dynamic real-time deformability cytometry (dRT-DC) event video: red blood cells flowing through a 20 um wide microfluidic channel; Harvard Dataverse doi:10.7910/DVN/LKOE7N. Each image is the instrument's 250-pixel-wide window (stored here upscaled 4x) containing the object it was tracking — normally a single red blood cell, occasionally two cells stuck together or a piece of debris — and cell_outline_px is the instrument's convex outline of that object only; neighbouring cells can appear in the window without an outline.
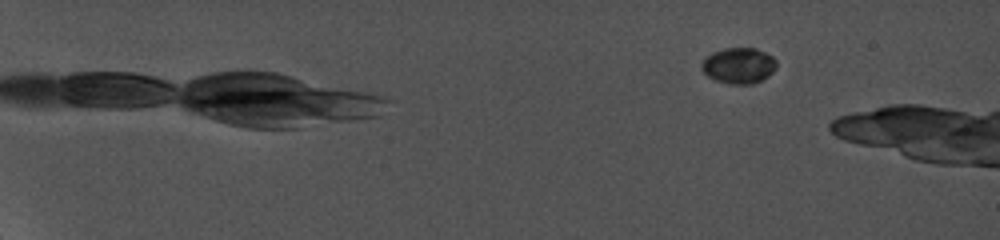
{"species": "common noctule bat (a hibernating species)", "species_latin": "Nyctalus noctula", "temperature_condition": "cold", "stored_images_in_passage": 14, "camera_frame_rate_fps": 5000, "um_per_image_px": 0.085, "animal": {"sex": "female", "body_mass_g": 19.0, "forearm_length_mm": 56.7}, "frame": {"image": 1, "passage_image": 1, "time_ms": 0.0, "image_size_px": [1000, 240], "cell_outline_px": [[776, 68], [768, 76], [752, 84], [732, 84], [716, 80], [708, 76], [700, 68], [700, 64], [704, 56], [712, 52], [724, 48], [756, 48], [772, 56], [776, 60]], "centroid_in_image_um": [62.76, 5.56], "position_along_channel_um": 22.2, "area_um2": 15.72}}
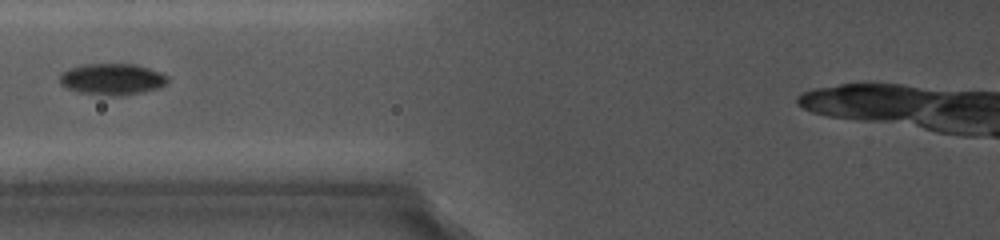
{"frame": {"image": 2, "passage_image": 8, "time_ms": 7.2, "image_size_px": [1000, 240], "cell_outline_px": [[168, 80], [164, 84], [156, 88], [140, 92], [120, 96], [112, 96], [80, 92], [64, 88], [60, 84], [60, 76], [68, 68], [80, 64], [136, 64], [160, 72], [168, 76]], "centroid_in_image_um": [9.49, 6.72], "position_along_channel_um": 116.3, "area_um2": 19.65}}
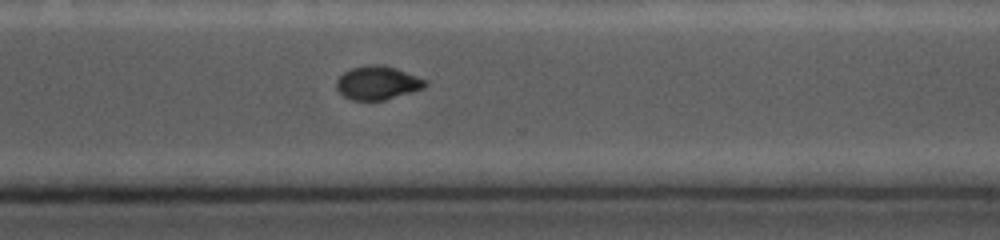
{"frame": {"image": 3, "passage_image": 14, "time_ms": 13.0, "image_size_px": [1000, 240], "cell_outline_px": [[428, 84], [424, 88], [384, 100], [352, 100], [344, 96], [336, 88], [336, 80], [344, 72], [352, 68], [368, 64], [384, 64], [396, 68], [428, 80]], "centroid_in_image_um": [32.1, 7.03], "position_along_channel_um": 338.5, "area_um2": 17.46}}